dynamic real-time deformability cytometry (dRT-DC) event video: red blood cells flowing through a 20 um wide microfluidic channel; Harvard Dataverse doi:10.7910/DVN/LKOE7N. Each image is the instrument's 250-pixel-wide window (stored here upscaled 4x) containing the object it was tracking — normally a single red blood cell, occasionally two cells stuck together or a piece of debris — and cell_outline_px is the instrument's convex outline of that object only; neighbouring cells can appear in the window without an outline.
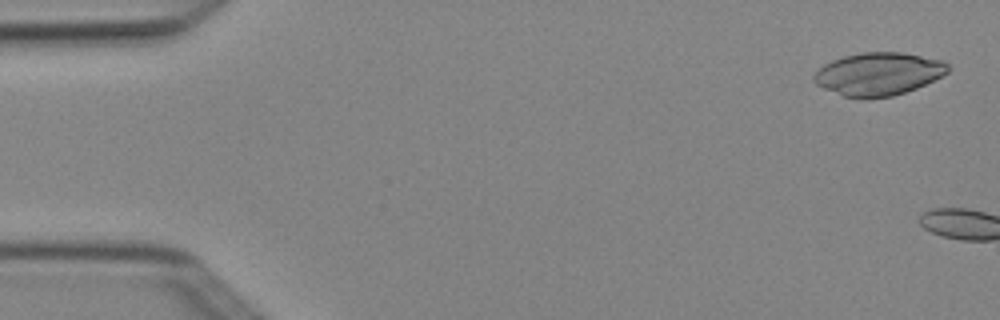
{"species": "Egyptian fruit bat (a non-hibernating species)", "species_latin": "Rousettus aegyptiacus", "temperature_condition": "cold", "stored_images_in_passage": 3, "camera_frame_rate_fps": 3000, "um_per_image_px": 0.085, "animal": {"sex": "female"}, "frame": {"image": 1, "passage_image": 1, "time_ms": 0.0, "image_size_px": [1000, 320], "cell_outline_px": [[948, 72], [916, 88], [892, 96], [868, 100], [860, 100], [844, 96], [824, 88], [816, 84], [812, 80], [812, 76], [824, 64], [832, 60], [844, 56], [860, 52], [900, 52], [944, 60], [948, 64]], "centroid_in_image_um": [74.63, 6.3], "position_along_channel_um": 10.4, "area_um2": 33.64}}